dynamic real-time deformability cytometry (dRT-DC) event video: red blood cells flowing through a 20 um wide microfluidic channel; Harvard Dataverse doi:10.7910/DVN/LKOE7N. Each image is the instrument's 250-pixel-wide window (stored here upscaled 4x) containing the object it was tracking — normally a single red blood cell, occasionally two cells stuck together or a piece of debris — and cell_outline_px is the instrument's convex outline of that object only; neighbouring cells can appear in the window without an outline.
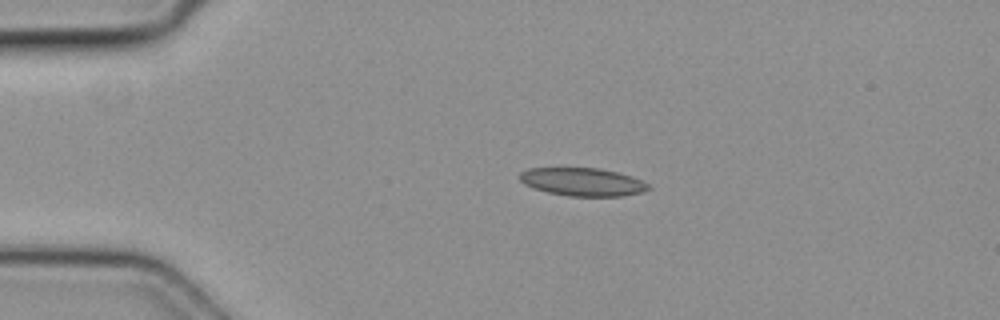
{"species": "common noctule bat (a hibernating species)", "species_latin": "Nyctalus noctula", "temperature_condition": "cold", "stored_images_in_passage": 4, "camera_frame_rate_fps": 3000, "um_per_image_px": 0.085, "animal": {"sex": "female", "body_mass_g": 19.3, "forearm_length_mm": 54.1}, "frame": {"image": 1, "passage_image": 3, "time_ms": 0.667, "image_size_px": [1000, 320], "cell_outline_px": [[652, 188], [644, 192], [620, 196], [568, 196], [548, 192], [532, 188], [524, 184], [520, 180], [520, 172], [528, 168], [600, 168], [632, 176], [648, 184]], "centroid_in_image_um": [49.52, 15.46], "position_along_channel_um": 35.5, "area_um2": 21.1}}